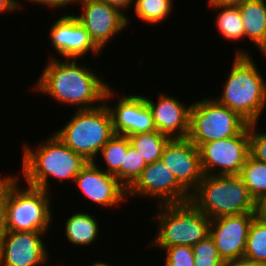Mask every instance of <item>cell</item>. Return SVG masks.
<instances>
[{
	"mask_svg": "<svg viewBox=\"0 0 266 266\" xmlns=\"http://www.w3.org/2000/svg\"><path fill=\"white\" fill-rule=\"evenodd\" d=\"M48 61L33 91L45 94L57 103L71 105L76 110H87L104 103L109 82L97 76L96 71L78 63V59H61L48 55ZM59 58V59H58Z\"/></svg>",
	"mask_w": 266,
	"mask_h": 266,
	"instance_id": "obj_1",
	"label": "cell"
},
{
	"mask_svg": "<svg viewBox=\"0 0 266 266\" xmlns=\"http://www.w3.org/2000/svg\"><path fill=\"white\" fill-rule=\"evenodd\" d=\"M22 145V172L25 183L50 192L51 178L59 182L75 180V177L87 165L88 161L71 150L54 132L33 147ZM51 176V177H50ZM50 179V180H49Z\"/></svg>",
	"mask_w": 266,
	"mask_h": 266,
	"instance_id": "obj_2",
	"label": "cell"
},
{
	"mask_svg": "<svg viewBox=\"0 0 266 266\" xmlns=\"http://www.w3.org/2000/svg\"><path fill=\"white\" fill-rule=\"evenodd\" d=\"M235 53L221 96L214 99L249 123L258 122L266 107V79L248 51L238 48Z\"/></svg>",
	"mask_w": 266,
	"mask_h": 266,
	"instance_id": "obj_3",
	"label": "cell"
},
{
	"mask_svg": "<svg viewBox=\"0 0 266 266\" xmlns=\"http://www.w3.org/2000/svg\"><path fill=\"white\" fill-rule=\"evenodd\" d=\"M152 221L157 231L148 248L164 250L175 245L194 246L210 234L211 220L191 201L156 205ZM153 239V240H152Z\"/></svg>",
	"mask_w": 266,
	"mask_h": 266,
	"instance_id": "obj_4",
	"label": "cell"
},
{
	"mask_svg": "<svg viewBox=\"0 0 266 266\" xmlns=\"http://www.w3.org/2000/svg\"><path fill=\"white\" fill-rule=\"evenodd\" d=\"M190 201L210 220L243 213H258L239 175H204Z\"/></svg>",
	"mask_w": 266,
	"mask_h": 266,
	"instance_id": "obj_5",
	"label": "cell"
},
{
	"mask_svg": "<svg viewBox=\"0 0 266 266\" xmlns=\"http://www.w3.org/2000/svg\"><path fill=\"white\" fill-rule=\"evenodd\" d=\"M74 115L54 134L71 150L94 162L105 144L115 135L106 104L75 110Z\"/></svg>",
	"mask_w": 266,
	"mask_h": 266,
	"instance_id": "obj_6",
	"label": "cell"
},
{
	"mask_svg": "<svg viewBox=\"0 0 266 266\" xmlns=\"http://www.w3.org/2000/svg\"><path fill=\"white\" fill-rule=\"evenodd\" d=\"M19 184L12 187L6 203V231L49 233L54 219L51 193L27 184L21 188Z\"/></svg>",
	"mask_w": 266,
	"mask_h": 266,
	"instance_id": "obj_7",
	"label": "cell"
},
{
	"mask_svg": "<svg viewBox=\"0 0 266 266\" xmlns=\"http://www.w3.org/2000/svg\"><path fill=\"white\" fill-rule=\"evenodd\" d=\"M249 122L213 97L192 102L188 139L198 148L203 143L227 139L241 133Z\"/></svg>",
	"mask_w": 266,
	"mask_h": 266,
	"instance_id": "obj_8",
	"label": "cell"
},
{
	"mask_svg": "<svg viewBox=\"0 0 266 266\" xmlns=\"http://www.w3.org/2000/svg\"><path fill=\"white\" fill-rule=\"evenodd\" d=\"M199 151L204 175H239L250 155L249 125L236 136L203 143Z\"/></svg>",
	"mask_w": 266,
	"mask_h": 266,
	"instance_id": "obj_9",
	"label": "cell"
},
{
	"mask_svg": "<svg viewBox=\"0 0 266 266\" xmlns=\"http://www.w3.org/2000/svg\"><path fill=\"white\" fill-rule=\"evenodd\" d=\"M135 197L151 198L152 201L155 199L157 205H162L188 202L191 194L160 159L147 164L140 176L127 189V200Z\"/></svg>",
	"mask_w": 266,
	"mask_h": 266,
	"instance_id": "obj_10",
	"label": "cell"
},
{
	"mask_svg": "<svg viewBox=\"0 0 266 266\" xmlns=\"http://www.w3.org/2000/svg\"><path fill=\"white\" fill-rule=\"evenodd\" d=\"M113 106L112 100L118 97L110 86L105 93L104 103L110 111L113 130L117 135L130 136L138 133L156 131L153 116L144 95H121ZM112 99V100H111ZM110 103H109V102ZM107 103H109L107 105Z\"/></svg>",
	"mask_w": 266,
	"mask_h": 266,
	"instance_id": "obj_11",
	"label": "cell"
},
{
	"mask_svg": "<svg viewBox=\"0 0 266 266\" xmlns=\"http://www.w3.org/2000/svg\"><path fill=\"white\" fill-rule=\"evenodd\" d=\"M46 232L5 231L0 236V266H46L49 251Z\"/></svg>",
	"mask_w": 266,
	"mask_h": 266,
	"instance_id": "obj_12",
	"label": "cell"
},
{
	"mask_svg": "<svg viewBox=\"0 0 266 266\" xmlns=\"http://www.w3.org/2000/svg\"><path fill=\"white\" fill-rule=\"evenodd\" d=\"M79 5L81 14L74 16L101 50L128 27L127 17L103 0H81Z\"/></svg>",
	"mask_w": 266,
	"mask_h": 266,
	"instance_id": "obj_13",
	"label": "cell"
},
{
	"mask_svg": "<svg viewBox=\"0 0 266 266\" xmlns=\"http://www.w3.org/2000/svg\"><path fill=\"white\" fill-rule=\"evenodd\" d=\"M98 164V161L88 162L80 171L74 180L77 189L86 199L102 209L120 206L127 200V189L114 175L102 170Z\"/></svg>",
	"mask_w": 266,
	"mask_h": 266,
	"instance_id": "obj_14",
	"label": "cell"
},
{
	"mask_svg": "<svg viewBox=\"0 0 266 266\" xmlns=\"http://www.w3.org/2000/svg\"><path fill=\"white\" fill-rule=\"evenodd\" d=\"M48 38L53 47L64 59H79L89 53L99 56L102 50L93 42L87 30L72 13L57 18L49 28Z\"/></svg>",
	"mask_w": 266,
	"mask_h": 266,
	"instance_id": "obj_15",
	"label": "cell"
},
{
	"mask_svg": "<svg viewBox=\"0 0 266 266\" xmlns=\"http://www.w3.org/2000/svg\"><path fill=\"white\" fill-rule=\"evenodd\" d=\"M160 159L190 194L204 176L199 148L188 138L170 139Z\"/></svg>",
	"mask_w": 266,
	"mask_h": 266,
	"instance_id": "obj_16",
	"label": "cell"
},
{
	"mask_svg": "<svg viewBox=\"0 0 266 266\" xmlns=\"http://www.w3.org/2000/svg\"><path fill=\"white\" fill-rule=\"evenodd\" d=\"M258 214L243 213L211 219L209 235L224 261L244 256L250 225Z\"/></svg>",
	"mask_w": 266,
	"mask_h": 266,
	"instance_id": "obj_17",
	"label": "cell"
},
{
	"mask_svg": "<svg viewBox=\"0 0 266 266\" xmlns=\"http://www.w3.org/2000/svg\"><path fill=\"white\" fill-rule=\"evenodd\" d=\"M147 97L144 95L145 101L151 110L156 130L171 139L188 138L192 103L185 105L176 96L165 92L159 93L156 102L151 100L149 96Z\"/></svg>",
	"mask_w": 266,
	"mask_h": 266,
	"instance_id": "obj_18",
	"label": "cell"
},
{
	"mask_svg": "<svg viewBox=\"0 0 266 266\" xmlns=\"http://www.w3.org/2000/svg\"><path fill=\"white\" fill-rule=\"evenodd\" d=\"M245 38L249 39L266 60V0H244L238 5Z\"/></svg>",
	"mask_w": 266,
	"mask_h": 266,
	"instance_id": "obj_19",
	"label": "cell"
},
{
	"mask_svg": "<svg viewBox=\"0 0 266 266\" xmlns=\"http://www.w3.org/2000/svg\"><path fill=\"white\" fill-rule=\"evenodd\" d=\"M98 218L92 216L90 212H77L71 214L65 220V238L71 245L79 246H89L95 241H99V221Z\"/></svg>",
	"mask_w": 266,
	"mask_h": 266,
	"instance_id": "obj_20",
	"label": "cell"
},
{
	"mask_svg": "<svg viewBox=\"0 0 266 266\" xmlns=\"http://www.w3.org/2000/svg\"><path fill=\"white\" fill-rule=\"evenodd\" d=\"M128 139L130 145L139 153L146 164H151L160 160L164 148L171 138L156 130L130 135Z\"/></svg>",
	"mask_w": 266,
	"mask_h": 266,
	"instance_id": "obj_21",
	"label": "cell"
},
{
	"mask_svg": "<svg viewBox=\"0 0 266 266\" xmlns=\"http://www.w3.org/2000/svg\"><path fill=\"white\" fill-rule=\"evenodd\" d=\"M208 7L214 11V14L219 12L215 21L217 31L221 33L222 37L224 36V38L228 39V41L232 40V42L245 38L243 21L238 6L216 5Z\"/></svg>",
	"mask_w": 266,
	"mask_h": 266,
	"instance_id": "obj_22",
	"label": "cell"
},
{
	"mask_svg": "<svg viewBox=\"0 0 266 266\" xmlns=\"http://www.w3.org/2000/svg\"><path fill=\"white\" fill-rule=\"evenodd\" d=\"M239 176L250 196L260 204L266 198V163L249 155Z\"/></svg>",
	"mask_w": 266,
	"mask_h": 266,
	"instance_id": "obj_23",
	"label": "cell"
},
{
	"mask_svg": "<svg viewBox=\"0 0 266 266\" xmlns=\"http://www.w3.org/2000/svg\"><path fill=\"white\" fill-rule=\"evenodd\" d=\"M243 257L266 263V220L260 214L250 225Z\"/></svg>",
	"mask_w": 266,
	"mask_h": 266,
	"instance_id": "obj_24",
	"label": "cell"
},
{
	"mask_svg": "<svg viewBox=\"0 0 266 266\" xmlns=\"http://www.w3.org/2000/svg\"><path fill=\"white\" fill-rule=\"evenodd\" d=\"M173 0H135L134 11L142 22L158 25L164 22L173 11Z\"/></svg>",
	"mask_w": 266,
	"mask_h": 266,
	"instance_id": "obj_25",
	"label": "cell"
},
{
	"mask_svg": "<svg viewBox=\"0 0 266 266\" xmlns=\"http://www.w3.org/2000/svg\"><path fill=\"white\" fill-rule=\"evenodd\" d=\"M130 145L128 136L115 134L101 149L98 156L103 158L106 168H102L105 172L115 175L121 168L124 155H126L127 148Z\"/></svg>",
	"mask_w": 266,
	"mask_h": 266,
	"instance_id": "obj_26",
	"label": "cell"
},
{
	"mask_svg": "<svg viewBox=\"0 0 266 266\" xmlns=\"http://www.w3.org/2000/svg\"><path fill=\"white\" fill-rule=\"evenodd\" d=\"M146 166L147 164L144 159L131 145H129L126 155H124L121 168L114 176L126 189H128L140 176Z\"/></svg>",
	"mask_w": 266,
	"mask_h": 266,
	"instance_id": "obj_27",
	"label": "cell"
},
{
	"mask_svg": "<svg viewBox=\"0 0 266 266\" xmlns=\"http://www.w3.org/2000/svg\"><path fill=\"white\" fill-rule=\"evenodd\" d=\"M192 249L195 266H223L224 260L219 256L210 235L192 246Z\"/></svg>",
	"mask_w": 266,
	"mask_h": 266,
	"instance_id": "obj_28",
	"label": "cell"
},
{
	"mask_svg": "<svg viewBox=\"0 0 266 266\" xmlns=\"http://www.w3.org/2000/svg\"><path fill=\"white\" fill-rule=\"evenodd\" d=\"M163 252L166 255L163 266H195L193 249L190 246L175 245L165 248Z\"/></svg>",
	"mask_w": 266,
	"mask_h": 266,
	"instance_id": "obj_29",
	"label": "cell"
},
{
	"mask_svg": "<svg viewBox=\"0 0 266 266\" xmlns=\"http://www.w3.org/2000/svg\"><path fill=\"white\" fill-rule=\"evenodd\" d=\"M258 122L249 123L250 155L266 163V132L258 130Z\"/></svg>",
	"mask_w": 266,
	"mask_h": 266,
	"instance_id": "obj_30",
	"label": "cell"
},
{
	"mask_svg": "<svg viewBox=\"0 0 266 266\" xmlns=\"http://www.w3.org/2000/svg\"><path fill=\"white\" fill-rule=\"evenodd\" d=\"M19 175H4L0 177V236L6 231V203L12 187L18 182Z\"/></svg>",
	"mask_w": 266,
	"mask_h": 266,
	"instance_id": "obj_31",
	"label": "cell"
},
{
	"mask_svg": "<svg viewBox=\"0 0 266 266\" xmlns=\"http://www.w3.org/2000/svg\"><path fill=\"white\" fill-rule=\"evenodd\" d=\"M23 1V0H22ZM26 1V0H25ZM81 0H27L29 3H34V5H40V6H45L46 8H51V9H62L65 8L67 5L69 7L71 5L76 6L79 4Z\"/></svg>",
	"mask_w": 266,
	"mask_h": 266,
	"instance_id": "obj_32",
	"label": "cell"
},
{
	"mask_svg": "<svg viewBox=\"0 0 266 266\" xmlns=\"http://www.w3.org/2000/svg\"><path fill=\"white\" fill-rule=\"evenodd\" d=\"M107 2L109 5L113 6L115 9L119 10L122 14H124L127 17V23L132 21L129 19V16L125 14L126 11H128L130 8L132 9V6H134L135 0H103Z\"/></svg>",
	"mask_w": 266,
	"mask_h": 266,
	"instance_id": "obj_33",
	"label": "cell"
},
{
	"mask_svg": "<svg viewBox=\"0 0 266 266\" xmlns=\"http://www.w3.org/2000/svg\"><path fill=\"white\" fill-rule=\"evenodd\" d=\"M21 0H0V15L23 9Z\"/></svg>",
	"mask_w": 266,
	"mask_h": 266,
	"instance_id": "obj_34",
	"label": "cell"
},
{
	"mask_svg": "<svg viewBox=\"0 0 266 266\" xmlns=\"http://www.w3.org/2000/svg\"><path fill=\"white\" fill-rule=\"evenodd\" d=\"M223 266H266L265 262L253 261L244 257L224 261Z\"/></svg>",
	"mask_w": 266,
	"mask_h": 266,
	"instance_id": "obj_35",
	"label": "cell"
},
{
	"mask_svg": "<svg viewBox=\"0 0 266 266\" xmlns=\"http://www.w3.org/2000/svg\"><path fill=\"white\" fill-rule=\"evenodd\" d=\"M258 213L266 220V198L258 204Z\"/></svg>",
	"mask_w": 266,
	"mask_h": 266,
	"instance_id": "obj_36",
	"label": "cell"
},
{
	"mask_svg": "<svg viewBox=\"0 0 266 266\" xmlns=\"http://www.w3.org/2000/svg\"><path fill=\"white\" fill-rule=\"evenodd\" d=\"M90 266H113V265H110L108 263H105L104 261H98V262H95V263H91Z\"/></svg>",
	"mask_w": 266,
	"mask_h": 266,
	"instance_id": "obj_37",
	"label": "cell"
}]
</instances>
